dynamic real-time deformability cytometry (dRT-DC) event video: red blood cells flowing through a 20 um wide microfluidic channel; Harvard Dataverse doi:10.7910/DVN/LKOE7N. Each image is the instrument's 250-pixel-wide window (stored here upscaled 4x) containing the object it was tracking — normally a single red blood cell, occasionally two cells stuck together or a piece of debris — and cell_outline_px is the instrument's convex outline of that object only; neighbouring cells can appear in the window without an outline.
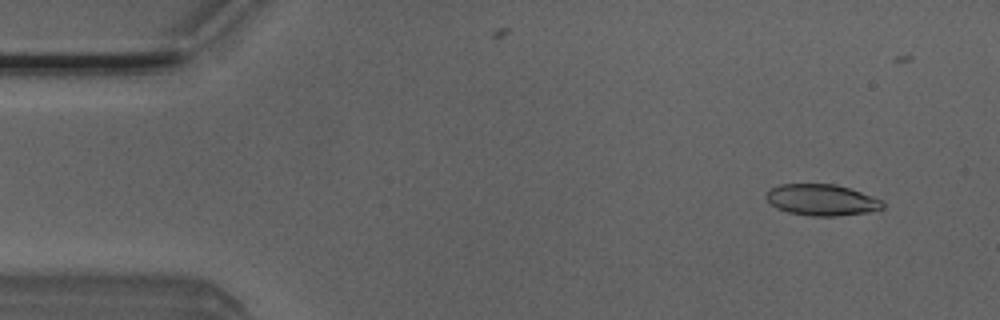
{"species": "Egyptian fruit bat (a non-hibernating species)", "species_latin": "Rousettus aegyptiacus", "temperature_condition": "room temperature", "stored_images_in_passage": 14, "camera_frame_rate_fps": 3000, "um_per_image_px": 0.085, "animal": {"sex": "male"}, "frame": {"image": 1, "passage_image": 4, "time_ms": 1.0, "image_size_px": [1000, 320], "cell_outline_px": [[884, 208], [868, 212], [836, 216], [812, 216], [788, 212], [776, 208], [764, 196], [772, 188], [780, 184], [836, 184], [884, 200]], "centroid_in_image_um": [69.86, 17.0], "position_along_channel_um": 15.1, "area_um2": 21.15}}